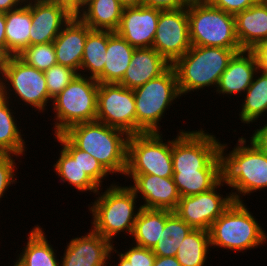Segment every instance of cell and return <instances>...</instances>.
Returning a JSON list of instances; mask_svg holds the SVG:
<instances>
[{"label":"cell","mask_w":267,"mask_h":266,"mask_svg":"<svg viewBox=\"0 0 267 266\" xmlns=\"http://www.w3.org/2000/svg\"><path fill=\"white\" fill-rule=\"evenodd\" d=\"M259 128L252 134L250 142L267 155V124Z\"/></svg>","instance_id":"7bdbcfd3"},{"label":"cell","mask_w":267,"mask_h":266,"mask_svg":"<svg viewBox=\"0 0 267 266\" xmlns=\"http://www.w3.org/2000/svg\"><path fill=\"white\" fill-rule=\"evenodd\" d=\"M257 71L256 58L251 50L236 52L222 73L216 92L231 96L245 93Z\"/></svg>","instance_id":"7402d4cb"},{"label":"cell","mask_w":267,"mask_h":266,"mask_svg":"<svg viewBox=\"0 0 267 266\" xmlns=\"http://www.w3.org/2000/svg\"><path fill=\"white\" fill-rule=\"evenodd\" d=\"M193 228L174 212L166 210V223L152 251L159 257H175L178 247Z\"/></svg>","instance_id":"f546056e"},{"label":"cell","mask_w":267,"mask_h":266,"mask_svg":"<svg viewBox=\"0 0 267 266\" xmlns=\"http://www.w3.org/2000/svg\"><path fill=\"white\" fill-rule=\"evenodd\" d=\"M209 247V232L192 229L178 247L175 257L181 266H204Z\"/></svg>","instance_id":"1f68e13d"},{"label":"cell","mask_w":267,"mask_h":266,"mask_svg":"<svg viewBox=\"0 0 267 266\" xmlns=\"http://www.w3.org/2000/svg\"><path fill=\"white\" fill-rule=\"evenodd\" d=\"M6 60V56L0 51V73L2 71V67L5 63Z\"/></svg>","instance_id":"f907efd6"},{"label":"cell","mask_w":267,"mask_h":266,"mask_svg":"<svg viewBox=\"0 0 267 266\" xmlns=\"http://www.w3.org/2000/svg\"><path fill=\"white\" fill-rule=\"evenodd\" d=\"M0 84L4 97L9 99L12 95L10 91L13 90L19 99L26 103L25 105L29 104L42 112L46 109L48 101L53 100L48 94L44 73L27 65L18 56L6 57L0 73Z\"/></svg>","instance_id":"30bf717a"},{"label":"cell","mask_w":267,"mask_h":266,"mask_svg":"<svg viewBox=\"0 0 267 266\" xmlns=\"http://www.w3.org/2000/svg\"><path fill=\"white\" fill-rule=\"evenodd\" d=\"M240 137L237 146L225 153L227 144H220L217 150L220 183L237 190L232 192L234 201L243 202L245 196L267 187V155L251 142Z\"/></svg>","instance_id":"6da1fadb"},{"label":"cell","mask_w":267,"mask_h":266,"mask_svg":"<svg viewBox=\"0 0 267 266\" xmlns=\"http://www.w3.org/2000/svg\"><path fill=\"white\" fill-rule=\"evenodd\" d=\"M88 0H55V3L65 6L72 14L76 15Z\"/></svg>","instance_id":"ee69618b"},{"label":"cell","mask_w":267,"mask_h":266,"mask_svg":"<svg viewBox=\"0 0 267 266\" xmlns=\"http://www.w3.org/2000/svg\"><path fill=\"white\" fill-rule=\"evenodd\" d=\"M170 66L154 48H135L129 67L119 84L134 90L159 77Z\"/></svg>","instance_id":"44dd1931"},{"label":"cell","mask_w":267,"mask_h":266,"mask_svg":"<svg viewBox=\"0 0 267 266\" xmlns=\"http://www.w3.org/2000/svg\"><path fill=\"white\" fill-rule=\"evenodd\" d=\"M62 145L60 156L53 165L60 182H68L79 191H90L100 194V187L83 171L80 165V149H78L63 133L55 135Z\"/></svg>","instance_id":"ffe728a7"},{"label":"cell","mask_w":267,"mask_h":266,"mask_svg":"<svg viewBox=\"0 0 267 266\" xmlns=\"http://www.w3.org/2000/svg\"><path fill=\"white\" fill-rule=\"evenodd\" d=\"M123 9L118 0H88L76 16L92 30L116 31Z\"/></svg>","instance_id":"d4e9b609"},{"label":"cell","mask_w":267,"mask_h":266,"mask_svg":"<svg viewBox=\"0 0 267 266\" xmlns=\"http://www.w3.org/2000/svg\"><path fill=\"white\" fill-rule=\"evenodd\" d=\"M160 11L144 5L126 7L116 32L134 48L152 47Z\"/></svg>","instance_id":"2e32d148"},{"label":"cell","mask_w":267,"mask_h":266,"mask_svg":"<svg viewBox=\"0 0 267 266\" xmlns=\"http://www.w3.org/2000/svg\"><path fill=\"white\" fill-rule=\"evenodd\" d=\"M6 57L18 56L30 45L31 10L23 3L5 13Z\"/></svg>","instance_id":"484cf974"},{"label":"cell","mask_w":267,"mask_h":266,"mask_svg":"<svg viewBox=\"0 0 267 266\" xmlns=\"http://www.w3.org/2000/svg\"><path fill=\"white\" fill-rule=\"evenodd\" d=\"M133 179L134 185L130 187L140 196L144 204L140 207L146 209L169 210L174 212L178 206L180 195L173 177H158L150 174H124Z\"/></svg>","instance_id":"ac0fdd59"},{"label":"cell","mask_w":267,"mask_h":266,"mask_svg":"<svg viewBox=\"0 0 267 266\" xmlns=\"http://www.w3.org/2000/svg\"><path fill=\"white\" fill-rule=\"evenodd\" d=\"M107 48V30H91L87 34L80 71H90L96 79L104 70Z\"/></svg>","instance_id":"d6a6232c"},{"label":"cell","mask_w":267,"mask_h":266,"mask_svg":"<svg viewBox=\"0 0 267 266\" xmlns=\"http://www.w3.org/2000/svg\"><path fill=\"white\" fill-rule=\"evenodd\" d=\"M113 251L118 253L110 240L90 229L87 235L71 239L60 266H106Z\"/></svg>","instance_id":"e0dca14e"},{"label":"cell","mask_w":267,"mask_h":266,"mask_svg":"<svg viewBox=\"0 0 267 266\" xmlns=\"http://www.w3.org/2000/svg\"><path fill=\"white\" fill-rule=\"evenodd\" d=\"M83 76L77 74L52 100L57 121L54 123V135L75 124L96 121L99 82Z\"/></svg>","instance_id":"ba28073f"},{"label":"cell","mask_w":267,"mask_h":266,"mask_svg":"<svg viewBox=\"0 0 267 266\" xmlns=\"http://www.w3.org/2000/svg\"><path fill=\"white\" fill-rule=\"evenodd\" d=\"M128 251L120 253L132 266H153L156 255L152 249L140 247L134 244Z\"/></svg>","instance_id":"f35d334b"},{"label":"cell","mask_w":267,"mask_h":266,"mask_svg":"<svg viewBox=\"0 0 267 266\" xmlns=\"http://www.w3.org/2000/svg\"><path fill=\"white\" fill-rule=\"evenodd\" d=\"M63 134L80 150L88 152L112 174H125L129 135L123 130L93 121L78 123Z\"/></svg>","instance_id":"7a4b0ae2"},{"label":"cell","mask_w":267,"mask_h":266,"mask_svg":"<svg viewBox=\"0 0 267 266\" xmlns=\"http://www.w3.org/2000/svg\"><path fill=\"white\" fill-rule=\"evenodd\" d=\"M42 230L39 225L32 228L25 248L14 262L16 266H60L55 249L48 243Z\"/></svg>","instance_id":"4316f807"},{"label":"cell","mask_w":267,"mask_h":266,"mask_svg":"<svg viewBox=\"0 0 267 266\" xmlns=\"http://www.w3.org/2000/svg\"><path fill=\"white\" fill-rule=\"evenodd\" d=\"M220 186L223 185L219 182L209 191L180 197L174 213L193 229L208 231L213 222L234 202L231 192L225 197L217 192Z\"/></svg>","instance_id":"5bb4252c"},{"label":"cell","mask_w":267,"mask_h":266,"mask_svg":"<svg viewBox=\"0 0 267 266\" xmlns=\"http://www.w3.org/2000/svg\"><path fill=\"white\" fill-rule=\"evenodd\" d=\"M257 73H261L260 76L257 77ZM255 77L244 93L246 96L239 114L242 123H253L267 113V73L258 70Z\"/></svg>","instance_id":"4dcf8cb0"},{"label":"cell","mask_w":267,"mask_h":266,"mask_svg":"<svg viewBox=\"0 0 267 266\" xmlns=\"http://www.w3.org/2000/svg\"><path fill=\"white\" fill-rule=\"evenodd\" d=\"M120 4L126 8V7H139L143 5V0H118Z\"/></svg>","instance_id":"c3c4849f"},{"label":"cell","mask_w":267,"mask_h":266,"mask_svg":"<svg viewBox=\"0 0 267 266\" xmlns=\"http://www.w3.org/2000/svg\"><path fill=\"white\" fill-rule=\"evenodd\" d=\"M187 13L191 46L242 49L236 36L235 15L207 0H191Z\"/></svg>","instance_id":"5b68a950"},{"label":"cell","mask_w":267,"mask_h":266,"mask_svg":"<svg viewBox=\"0 0 267 266\" xmlns=\"http://www.w3.org/2000/svg\"><path fill=\"white\" fill-rule=\"evenodd\" d=\"M132 231L137 246L153 249L157 244L166 223V210L139 207Z\"/></svg>","instance_id":"83f0119b"},{"label":"cell","mask_w":267,"mask_h":266,"mask_svg":"<svg viewBox=\"0 0 267 266\" xmlns=\"http://www.w3.org/2000/svg\"><path fill=\"white\" fill-rule=\"evenodd\" d=\"M117 255L119 256V263L116 266H132V264L120 253Z\"/></svg>","instance_id":"681fc988"},{"label":"cell","mask_w":267,"mask_h":266,"mask_svg":"<svg viewBox=\"0 0 267 266\" xmlns=\"http://www.w3.org/2000/svg\"><path fill=\"white\" fill-rule=\"evenodd\" d=\"M133 92L136 134L160 133L159 121L172 102L181 97L174 68L170 66L159 77L149 80Z\"/></svg>","instance_id":"52a82bcc"},{"label":"cell","mask_w":267,"mask_h":266,"mask_svg":"<svg viewBox=\"0 0 267 266\" xmlns=\"http://www.w3.org/2000/svg\"><path fill=\"white\" fill-rule=\"evenodd\" d=\"M91 30L74 15L53 41L57 64L69 67L80 74L85 42Z\"/></svg>","instance_id":"d6986e66"},{"label":"cell","mask_w":267,"mask_h":266,"mask_svg":"<svg viewBox=\"0 0 267 266\" xmlns=\"http://www.w3.org/2000/svg\"><path fill=\"white\" fill-rule=\"evenodd\" d=\"M161 133L129 135L125 174L173 177L172 140L163 142Z\"/></svg>","instance_id":"9c48e42d"},{"label":"cell","mask_w":267,"mask_h":266,"mask_svg":"<svg viewBox=\"0 0 267 266\" xmlns=\"http://www.w3.org/2000/svg\"><path fill=\"white\" fill-rule=\"evenodd\" d=\"M236 36L243 50L267 39V3L260 0L235 15Z\"/></svg>","instance_id":"603a6c76"},{"label":"cell","mask_w":267,"mask_h":266,"mask_svg":"<svg viewBox=\"0 0 267 266\" xmlns=\"http://www.w3.org/2000/svg\"><path fill=\"white\" fill-rule=\"evenodd\" d=\"M152 48L171 65L191 48L187 7L160 11Z\"/></svg>","instance_id":"4fadbf2b"},{"label":"cell","mask_w":267,"mask_h":266,"mask_svg":"<svg viewBox=\"0 0 267 266\" xmlns=\"http://www.w3.org/2000/svg\"><path fill=\"white\" fill-rule=\"evenodd\" d=\"M211 5L229 14L236 15L260 0H207Z\"/></svg>","instance_id":"ab89813d"},{"label":"cell","mask_w":267,"mask_h":266,"mask_svg":"<svg viewBox=\"0 0 267 266\" xmlns=\"http://www.w3.org/2000/svg\"><path fill=\"white\" fill-rule=\"evenodd\" d=\"M243 49L191 46L171 66L174 68L181 96L194 90L218 86L222 73L236 52Z\"/></svg>","instance_id":"3957f363"},{"label":"cell","mask_w":267,"mask_h":266,"mask_svg":"<svg viewBox=\"0 0 267 266\" xmlns=\"http://www.w3.org/2000/svg\"><path fill=\"white\" fill-rule=\"evenodd\" d=\"M136 198L138 196L130 186L111 184L89 207L93 214L91 229L112 243L122 231L131 235L139 211L135 209Z\"/></svg>","instance_id":"277c9868"},{"label":"cell","mask_w":267,"mask_h":266,"mask_svg":"<svg viewBox=\"0 0 267 266\" xmlns=\"http://www.w3.org/2000/svg\"><path fill=\"white\" fill-rule=\"evenodd\" d=\"M25 4L31 10L30 45L53 42L74 16L65 6L52 1Z\"/></svg>","instance_id":"9a60e30c"},{"label":"cell","mask_w":267,"mask_h":266,"mask_svg":"<svg viewBox=\"0 0 267 266\" xmlns=\"http://www.w3.org/2000/svg\"><path fill=\"white\" fill-rule=\"evenodd\" d=\"M2 87H1V84H0V97L2 96Z\"/></svg>","instance_id":"f5cc1de1"},{"label":"cell","mask_w":267,"mask_h":266,"mask_svg":"<svg viewBox=\"0 0 267 266\" xmlns=\"http://www.w3.org/2000/svg\"><path fill=\"white\" fill-rule=\"evenodd\" d=\"M18 57L27 65L42 72L57 64L53 42L29 45Z\"/></svg>","instance_id":"e575fe53"},{"label":"cell","mask_w":267,"mask_h":266,"mask_svg":"<svg viewBox=\"0 0 267 266\" xmlns=\"http://www.w3.org/2000/svg\"><path fill=\"white\" fill-rule=\"evenodd\" d=\"M135 48L116 31L107 30V48L103 72L96 78L99 83H119L129 67Z\"/></svg>","instance_id":"cb8c5ba5"},{"label":"cell","mask_w":267,"mask_h":266,"mask_svg":"<svg viewBox=\"0 0 267 266\" xmlns=\"http://www.w3.org/2000/svg\"><path fill=\"white\" fill-rule=\"evenodd\" d=\"M12 156L14 155L0 153V198L11 184L17 182L14 178L16 163Z\"/></svg>","instance_id":"74e56055"},{"label":"cell","mask_w":267,"mask_h":266,"mask_svg":"<svg viewBox=\"0 0 267 266\" xmlns=\"http://www.w3.org/2000/svg\"><path fill=\"white\" fill-rule=\"evenodd\" d=\"M191 0H143V5L160 10H176L188 7Z\"/></svg>","instance_id":"60d3db41"},{"label":"cell","mask_w":267,"mask_h":266,"mask_svg":"<svg viewBox=\"0 0 267 266\" xmlns=\"http://www.w3.org/2000/svg\"><path fill=\"white\" fill-rule=\"evenodd\" d=\"M210 246L242 251L266 243L267 236L243 202L234 201L213 222L209 230Z\"/></svg>","instance_id":"8992f818"},{"label":"cell","mask_w":267,"mask_h":266,"mask_svg":"<svg viewBox=\"0 0 267 266\" xmlns=\"http://www.w3.org/2000/svg\"><path fill=\"white\" fill-rule=\"evenodd\" d=\"M80 165L83 171L100 187L103 178L110 173L102 166V164L88 152L80 150Z\"/></svg>","instance_id":"8d00e7d4"},{"label":"cell","mask_w":267,"mask_h":266,"mask_svg":"<svg viewBox=\"0 0 267 266\" xmlns=\"http://www.w3.org/2000/svg\"><path fill=\"white\" fill-rule=\"evenodd\" d=\"M23 0H0V12L6 13L23 5Z\"/></svg>","instance_id":"f6af8a7d"},{"label":"cell","mask_w":267,"mask_h":266,"mask_svg":"<svg viewBox=\"0 0 267 266\" xmlns=\"http://www.w3.org/2000/svg\"><path fill=\"white\" fill-rule=\"evenodd\" d=\"M251 51L256 58L258 70L267 73V39L257 44Z\"/></svg>","instance_id":"b9f144b4"},{"label":"cell","mask_w":267,"mask_h":266,"mask_svg":"<svg viewBox=\"0 0 267 266\" xmlns=\"http://www.w3.org/2000/svg\"><path fill=\"white\" fill-rule=\"evenodd\" d=\"M9 100L3 95L0 97V153L14 154L16 157L24 155L25 139L17 127L13 111L9 107Z\"/></svg>","instance_id":"f1b7e54d"},{"label":"cell","mask_w":267,"mask_h":266,"mask_svg":"<svg viewBox=\"0 0 267 266\" xmlns=\"http://www.w3.org/2000/svg\"><path fill=\"white\" fill-rule=\"evenodd\" d=\"M24 3H28V2H44V1H52L55 2V0H23Z\"/></svg>","instance_id":"816d5d0a"},{"label":"cell","mask_w":267,"mask_h":266,"mask_svg":"<svg viewBox=\"0 0 267 266\" xmlns=\"http://www.w3.org/2000/svg\"><path fill=\"white\" fill-rule=\"evenodd\" d=\"M96 121L136 134L134 92L119 83H99Z\"/></svg>","instance_id":"7c38bea8"},{"label":"cell","mask_w":267,"mask_h":266,"mask_svg":"<svg viewBox=\"0 0 267 266\" xmlns=\"http://www.w3.org/2000/svg\"><path fill=\"white\" fill-rule=\"evenodd\" d=\"M153 266H181L176 257H159L156 256Z\"/></svg>","instance_id":"7dc6e473"},{"label":"cell","mask_w":267,"mask_h":266,"mask_svg":"<svg viewBox=\"0 0 267 266\" xmlns=\"http://www.w3.org/2000/svg\"><path fill=\"white\" fill-rule=\"evenodd\" d=\"M180 131L172 140L173 171H219V140L202 129Z\"/></svg>","instance_id":"8fae6325"},{"label":"cell","mask_w":267,"mask_h":266,"mask_svg":"<svg viewBox=\"0 0 267 266\" xmlns=\"http://www.w3.org/2000/svg\"><path fill=\"white\" fill-rule=\"evenodd\" d=\"M44 73L49 96L53 99L57 96L78 74L75 70L55 64Z\"/></svg>","instance_id":"d590c367"},{"label":"cell","mask_w":267,"mask_h":266,"mask_svg":"<svg viewBox=\"0 0 267 266\" xmlns=\"http://www.w3.org/2000/svg\"><path fill=\"white\" fill-rule=\"evenodd\" d=\"M173 180L180 197L200 194L220 182L219 171H173Z\"/></svg>","instance_id":"836d02e7"},{"label":"cell","mask_w":267,"mask_h":266,"mask_svg":"<svg viewBox=\"0 0 267 266\" xmlns=\"http://www.w3.org/2000/svg\"><path fill=\"white\" fill-rule=\"evenodd\" d=\"M5 13L0 12V51L6 56Z\"/></svg>","instance_id":"bcb514c9"}]
</instances>
